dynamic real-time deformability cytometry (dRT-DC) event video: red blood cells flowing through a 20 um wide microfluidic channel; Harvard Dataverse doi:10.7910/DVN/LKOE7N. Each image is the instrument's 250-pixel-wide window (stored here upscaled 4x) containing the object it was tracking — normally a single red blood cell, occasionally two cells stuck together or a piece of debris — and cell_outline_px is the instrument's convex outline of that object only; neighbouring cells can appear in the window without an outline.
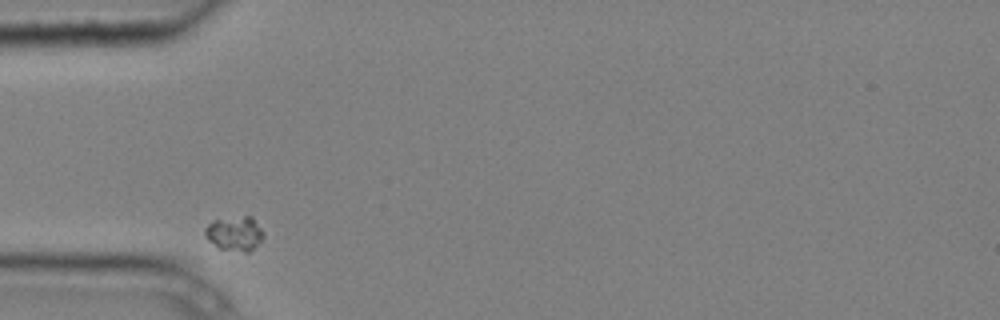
{"species": "common noctule bat (a hibernating species)", "species_latin": "Nyctalus noctula", "temperature_condition": "cold", "stored_images_in_passage": 4, "camera_frame_rate_fps": 3000, "um_per_image_px": 0.085, "animal": {"sex": "male", "body_mass_g": 20.4}, "frame": {"image": 1, "passage_image": 1, "time_ms": 0.0, "image_size_px": [1000, 320], "cell_outline_px": [[264, 236], [248, 252], [244, 252], [220, 248], [208, 240], [204, 236], [204, 228], [212, 220], [244, 216], [252, 216], [264, 232]], "centroid_in_image_um": [19.92, 19.83], "position_along_channel_um": 65.1, "area_um2": 11.62}}
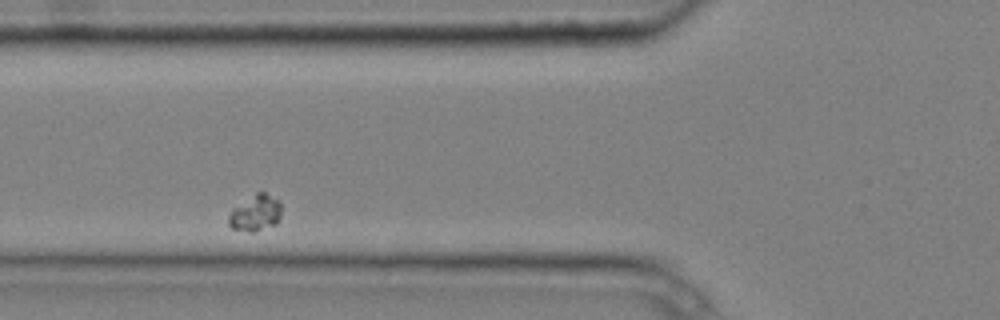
{"frame": {"image": 2, "passage_image": 2, "time_ms": 0.333, "image_size_px": [1000, 320], "cell_outline_px": [[280, 220], [276, 224], [252, 232], [232, 228], [228, 224], [228, 216], [232, 208], [256, 192], [264, 192], [276, 200], [280, 204]], "centroid_in_image_um": [21.68, 18.11], "position_along_channel_um": 104.1, "area_um2": 10.98}}
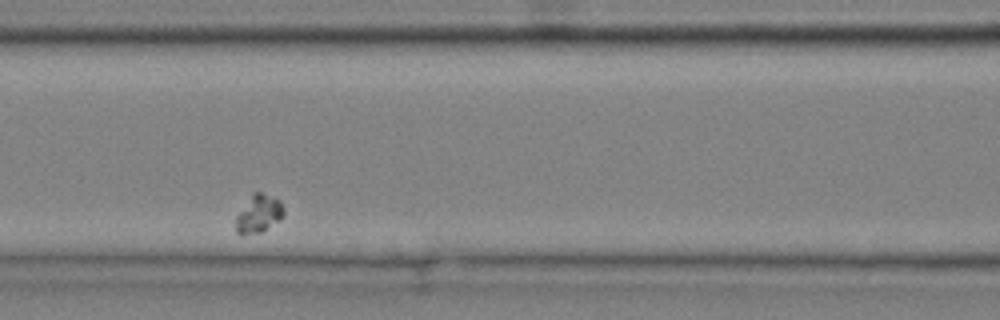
{"frame": {"image": 3, "passage_image": 3, "time_ms": 0.667, "image_size_px": [1000, 320], "cell_outline_px": [[284, 216], [280, 220], [260, 232], [236, 232], [236, 216], [252, 196], [256, 192], [260, 192], [280, 200], [284, 208]], "centroid_in_image_um": [22.04, 18.15], "position_along_channel_um": 144.6, "area_um2": 10.0}}